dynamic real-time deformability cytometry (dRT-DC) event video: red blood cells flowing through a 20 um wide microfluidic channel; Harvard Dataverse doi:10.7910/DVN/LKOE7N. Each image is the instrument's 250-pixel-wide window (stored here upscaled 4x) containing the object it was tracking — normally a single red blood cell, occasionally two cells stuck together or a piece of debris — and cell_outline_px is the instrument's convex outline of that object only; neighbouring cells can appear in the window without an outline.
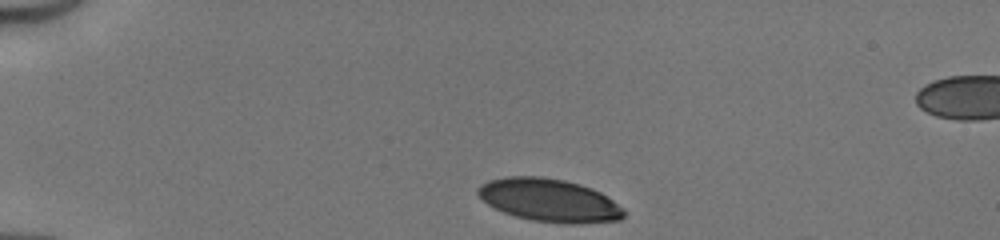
{"species": "human", "species_latin": "Homo sapiens", "temperature_condition": "cold", "stored_images_in_passage": 33, "camera_frame_rate_fps": 3000, "um_per_image_px": 0.085, "donor": {"sex": "male"}, "frame": {"image": 1, "passage_image": 1, "time_ms": 0.0, "image_size_px": [1000, 240], "cell_outline_px": [[624, 216], [620, 220], [576, 224], [564, 224], [532, 220], [516, 216], [504, 212], [488, 204], [476, 192], [476, 188], [480, 184], [488, 180], [508, 176], [540, 176], [564, 180], [580, 184], [592, 188], [600, 192], [624, 208]], "centroid_in_image_um": [46.69, 17.02], "position_along_channel_um": 38.3, "area_um2": 36.59}}
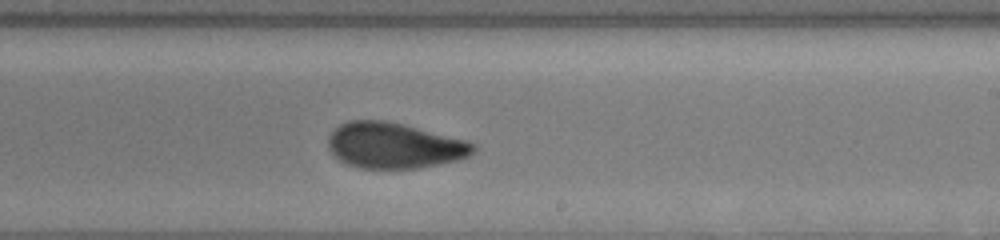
{"frame": {"image": 2, "passage_image": 21, "time_ms": 6.667, "image_size_px": [1000, 240], "cell_outline_px": [[476, 148], [468, 156], [460, 160], [416, 168], [360, 168], [348, 164], [340, 160], [328, 148], [328, 136], [340, 124], [348, 120], [384, 120], [404, 124], [468, 140], [476, 144]], "centroid_in_image_um": [33.53, 12.36], "position_along_channel_um": 255.5, "area_um2": 38.73}}
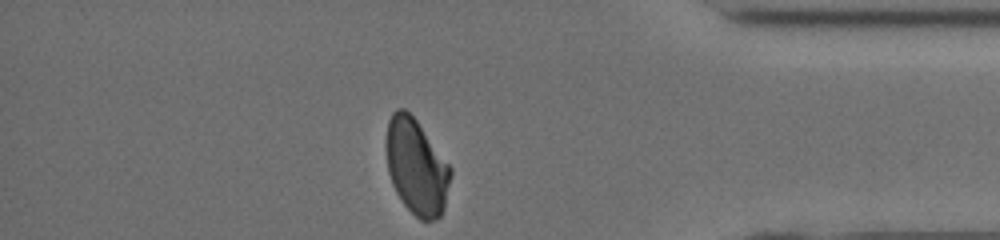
{"frame": {"image": 3, "passage_image": 33, "time_ms": 10.667, "image_size_px": [1000, 240], "cell_outline_px": [[452, 172], [444, 208], [440, 216], [436, 220], [420, 220], [404, 204], [396, 192], [392, 184], [388, 172], [388, 120], [392, 112], [396, 108], [404, 108], [416, 120], [452, 168]], "centroid_in_image_um": [35.42, 14.2], "position_along_channel_um": 399.8, "area_um2": 35.26}, "authors_computed_cell_mechanics": {"area_um2": 38.726, "velocity_mm_per_s": 4.1518, "shape_relaxation_time_tau1_ms": 5.2577, "shape_relaxation_time_tau2_ms": 1.5146, "deformation_change_tau1": 0.1624, "deformation_change_tau2": 0.0647}}